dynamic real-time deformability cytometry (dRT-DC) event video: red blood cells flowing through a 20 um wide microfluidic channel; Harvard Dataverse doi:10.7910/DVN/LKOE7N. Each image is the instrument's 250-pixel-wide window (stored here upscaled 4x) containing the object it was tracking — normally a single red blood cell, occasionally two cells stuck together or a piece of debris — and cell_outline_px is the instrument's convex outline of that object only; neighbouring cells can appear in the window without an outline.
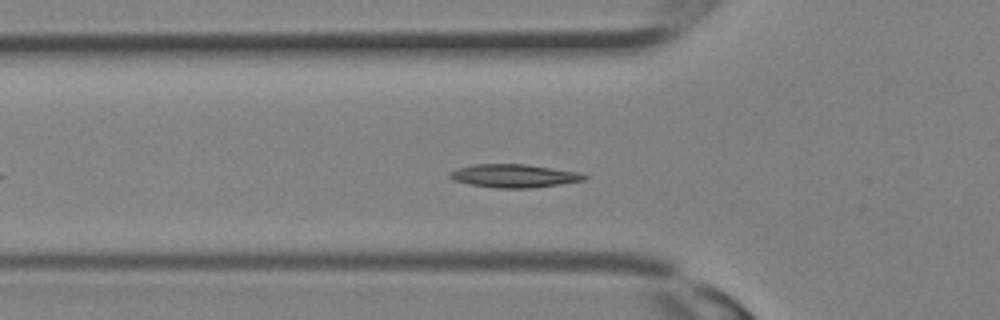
{"species": "Egyptian fruit bat (a non-hibernating species)", "species_latin": "Rousettus aegyptiacus", "temperature_condition": "room temperature", "stored_images_in_passage": 11, "camera_frame_rate_fps": 3000, "um_per_image_px": 0.085, "animal": {"sex": "female"}, "frame": {"image": 1, "passage_image": 5, "time_ms": 1.333, "image_size_px": [1000, 320], "cell_outline_px": [[588, 176], [584, 180], [532, 188], [496, 188], [468, 184], [452, 180], [448, 176], [452, 172], [460, 168], [472, 164], [524, 164], [580, 172]], "centroid_in_image_um": [43.68, 14.95], "position_along_channel_um": 82.1, "area_um2": 18.09}}
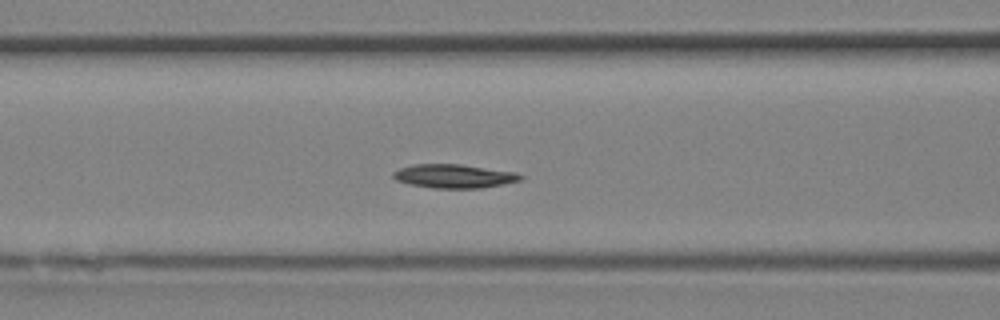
{"frame": {"image": 2, "passage_image": 7, "time_ms": 2.0, "image_size_px": [1000, 320], "cell_outline_px": [[524, 176], [520, 180], [504, 184], [480, 188], [432, 188], [408, 184], [396, 180], [392, 176], [392, 172], [400, 168], [412, 164], [460, 164], [516, 172]], "centroid_in_image_um": [38.57, 14.97], "position_along_channel_um": 128.0, "area_um2": 17.69}}
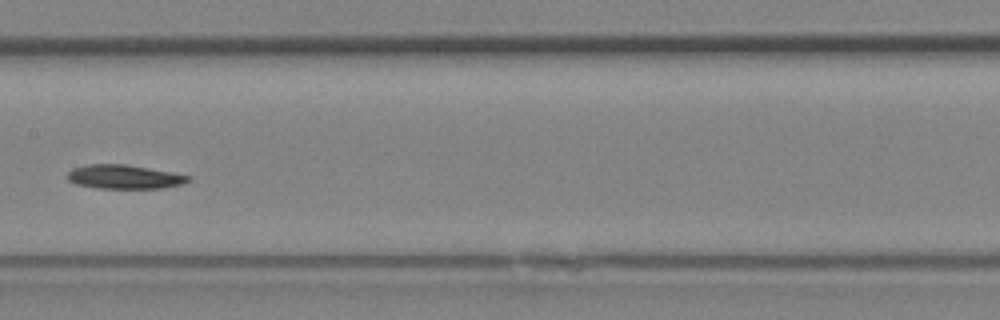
{"frame": {"image": 3, "passage_image": 10, "time_ms": 3.0, "image_size_px": [1000, 320], "cell_outline_px": [[192, 180], [180, 184], [160, 188], [100, 188], [76, 184], [68, 180], [68, 172], [72, 168], [88, 164], [124, 164], [172, 172], [192, 176]], "centroid_in_image_um": [10.57, 15.02], "position_along_channel_um": 196.8, "area_um2": 16.76}}